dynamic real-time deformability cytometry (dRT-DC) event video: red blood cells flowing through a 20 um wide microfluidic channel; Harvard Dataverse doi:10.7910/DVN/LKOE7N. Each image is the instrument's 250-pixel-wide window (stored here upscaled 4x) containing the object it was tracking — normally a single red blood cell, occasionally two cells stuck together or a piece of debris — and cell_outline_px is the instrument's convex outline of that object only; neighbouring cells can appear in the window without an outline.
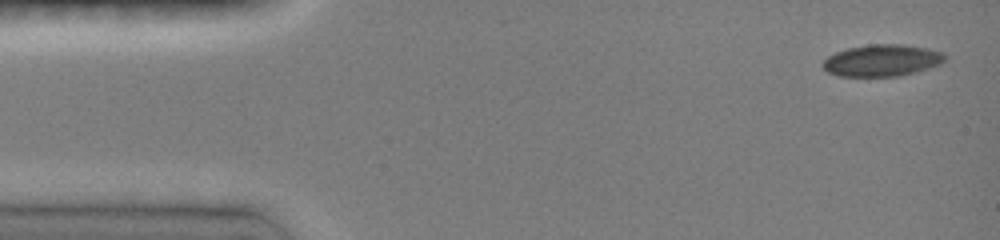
{"species": "common noctule bat (a hibernating species)", "species_latin": "Nyctalus noctula", "temperature_condition": "room temperature", "stored_images_in_passage": 6, "camera_frame_rate_fps": 3000, "um_per_image_px": 0.085, "animal": {"sex": "female", "body_mass_g": 19.0, "forearm_length_mm": 51.5}, "frame": {"image": 1, "passage_image": 1, "time_ms": 0.0, "image_size_px": [1000, 240], "cell_outline_px": [[944, 60], [940, 64], [916, 72], [900, 76], [840, 76], [828, 72], [820, 64], [828, 56], [836, 52], [848, 48], [868, 44], [904, 44], [928, 48], [944, 52]], "centroid_in_image_um": [74.97, 5.13], "position_along_channel_um": 10.0, "area_um2": 22.66}}